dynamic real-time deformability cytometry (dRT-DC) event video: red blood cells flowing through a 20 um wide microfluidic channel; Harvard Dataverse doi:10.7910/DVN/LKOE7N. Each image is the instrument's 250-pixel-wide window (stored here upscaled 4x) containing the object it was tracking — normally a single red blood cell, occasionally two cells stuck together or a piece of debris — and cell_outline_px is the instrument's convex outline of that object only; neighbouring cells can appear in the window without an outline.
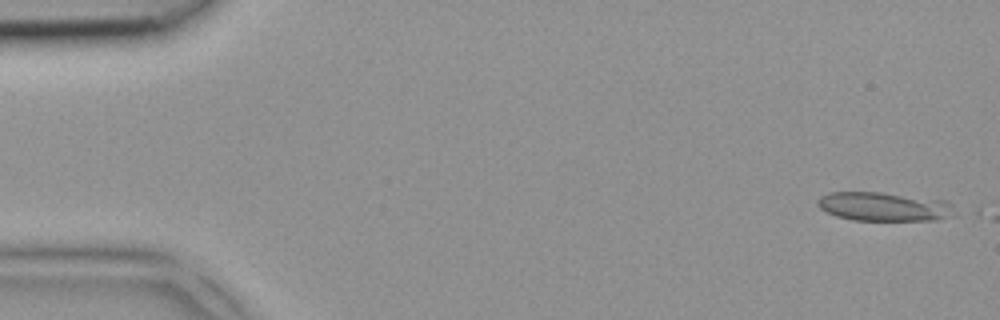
{"species": "common noctule bat (a hibernating species)", "species_latin": "Nyctalus noctula", "temperature_condition": "room temperature", "stored_images_in_passage": 4, "camera_frame_rate_fps": 3000, "um_per_image_px": 0.085, "animal": {"sex": "female", "body_mass_g": 18.4}, "frame": {"image": 1, "passage_image": 1, "time_ms": 0.0, "image_size_px": [1000, 320], "cell_outline_px": [[960, 212], [956, 216], [936, 220], [852, 220], [836, 216], [820, 208], [816, 204], [816, 200], [820, 196], [828, 192], [880, 192], [948, 200]], "centroid_in_image_um": [75.23, 17.56], "position_along_channel_um": 9.8, "area_um2": 23.64}}